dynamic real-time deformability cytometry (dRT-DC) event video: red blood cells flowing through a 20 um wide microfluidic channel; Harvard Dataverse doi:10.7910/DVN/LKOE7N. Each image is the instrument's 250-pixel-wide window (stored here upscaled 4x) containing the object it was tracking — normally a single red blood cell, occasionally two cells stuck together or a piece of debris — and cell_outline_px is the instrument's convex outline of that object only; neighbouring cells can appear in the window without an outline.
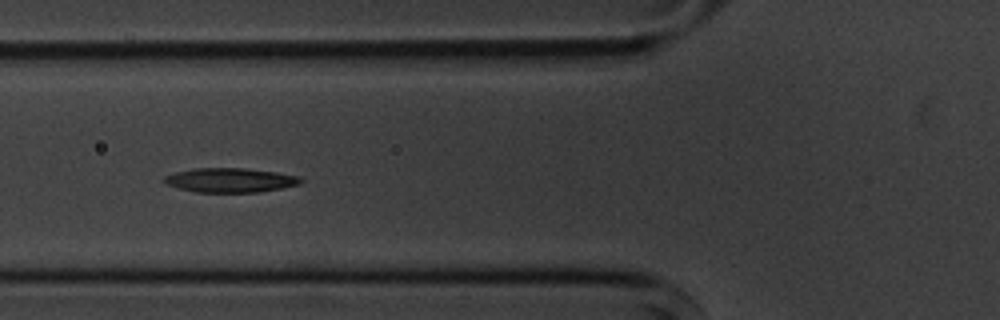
{"species": "common noctule bat (a hibernating species)", "species_latin": "Nyctalus noctula", "temperature_condition": "cold", "stored_images_in_passage": 8, "camera_frame_rate_fps": 3000, "um_per_image_px": 0.085, "animal": {"sex": "male", "body_mass_g": 20.1, "forearm_length_mm": 53.5}, "frame": {"image": 1, "passage_image": 6, "time_ms": 6.667, "image_size_px": [1000, 320], "cell_outline_px": [[304, 180], [300, 184], [260, 192], [196, 192], [180, 188], [168, 184], [164, 180], [164, 176], [176, 172], [196, 168], [244, 168], [276, 172], [300, 176]], "centroid_in_image_um": [19.62, 15.31], "position_along_channel_um": 106.2, "area_um2": 19.19}}
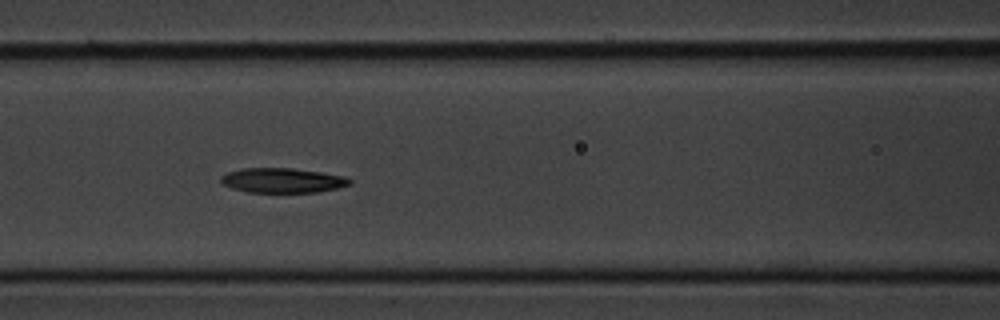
{"frame": {"image": 2, "passage_image": 7, "time_ms": 7.667, "image_size_px": [1000, 320], "cell_outline_px": [[352, 184], [320, 192], [248, 192], [232, 188], [224, 184], [220, 180], [220, 176], [228, 172], [240, 168], [292, 168], [320, 172], [344, 176], [352, 180]], "centroid_in_image_um": [24.01, 15.33], "position_along_channel_um": 142.6, "area_um2": 18.55}}
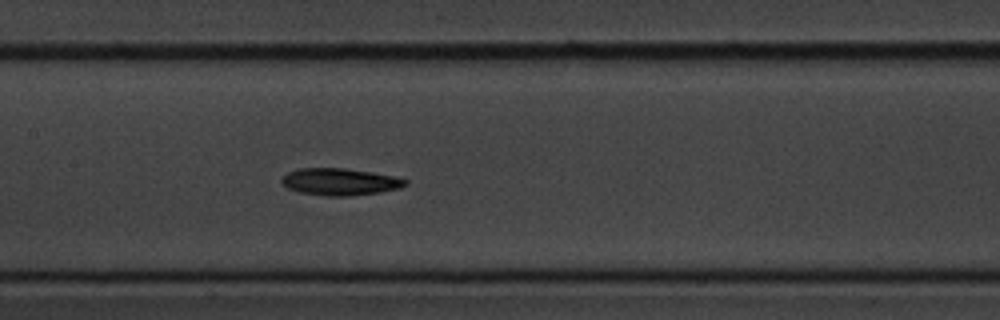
{"frame": {"image": 3, "passage_image": 8, "time_ms": 8.667, "image_size_px": [1000, 320], "cell_outline_px": [[408, 184], [400, 188], [380, 192], [352, 196], [324, 196], [300, 192], [288, 188], [280, 184], [280, 176], [288, 172], [300, 168], [344, 168], [372, 172], [396, 176], [408, 180]], "centroid_in_image_um": [28.88, 15.45], "position_along_channel_um": 178.5, "area_um2": 19.77}}